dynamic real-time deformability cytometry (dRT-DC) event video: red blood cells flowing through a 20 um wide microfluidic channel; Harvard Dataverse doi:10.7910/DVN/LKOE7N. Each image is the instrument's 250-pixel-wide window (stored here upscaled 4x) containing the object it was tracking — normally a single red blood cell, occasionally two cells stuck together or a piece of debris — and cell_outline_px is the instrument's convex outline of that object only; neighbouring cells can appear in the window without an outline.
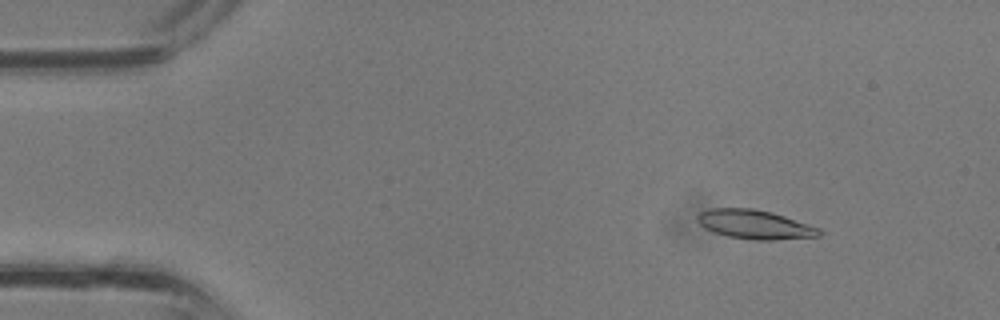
{"species": "common noctule bat (a hibernating species)", "species_latin": "Nyctalus noctula", "temperature_condition": "room temperature", "stored_images_in_passage": 33, "camera_frame_rate_fps": 3000, "um_per_image_px": 0.085, "animal": {"sex": "male", "body_mass_g": 13.3}, "frame": {"image": 1, "passage_image": 1, "time_ms": 0.0, "image_size_px": [1000, 320], "cell_outline_px": [[824, 232], [820, 236], [772, 240], [752, 240], [728, 236], [712, 232], [704, 228], [696, 220], [696, 216], [700, 212], [712, 208], [752, 208], [772, 212], [820, 228]], "centroid_in_image_um": [64.14, 19.08], "position_along_channel_um": 20.9, "area_um2": 20.75}}
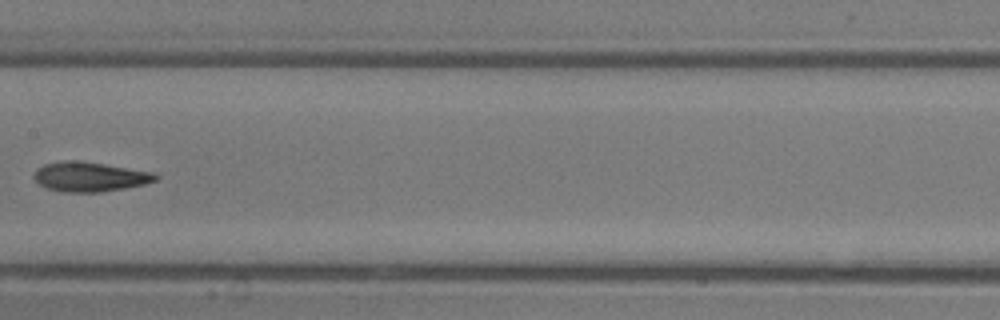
{"frame": {"image": 2, "passage_image": 15, "time_ms": 4.667, "image_size_px": [1000, 320], "cell_outline_px": [[160, 176], [156, 180], [144, 184], [124, 188], [100, 192], [64, 192], [48, 188], [40, 184], [32, 176], [36, 168], [44, 164], [64, 160], [76, 160], [104, 164], [156, 172]], "centroid_in_image_um": [7.64, 15.01], "position_along_channel_um": 199.8, "area_um2": 21.04}}
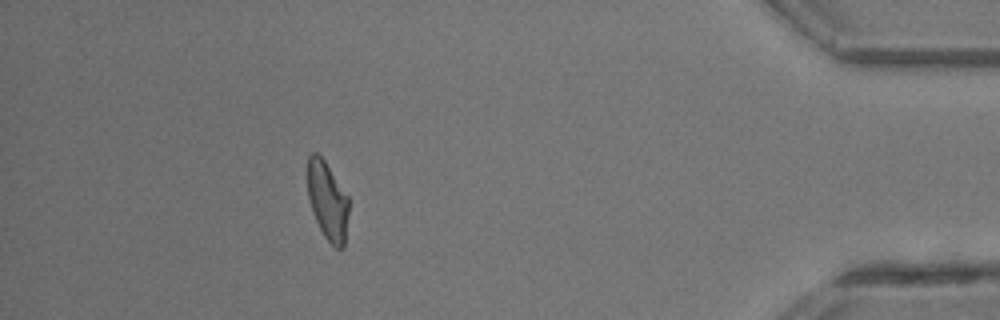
{"frame": {"image": 3, "passage_image": 29, "time_ms": 9.333, "image_size_px": [1000, 320], "cell_outline_px": [[348, 216], [344, 248], [336, 248], [324, 236], [312, 212], [308, 196], [308, 156], [312, 152], [316, 152], [324, 160], [348, 196]], "centroid_in_image_um": [27.84, 17.07], "position_along_channel_um": 407.4, "area_um2": 18.61}}